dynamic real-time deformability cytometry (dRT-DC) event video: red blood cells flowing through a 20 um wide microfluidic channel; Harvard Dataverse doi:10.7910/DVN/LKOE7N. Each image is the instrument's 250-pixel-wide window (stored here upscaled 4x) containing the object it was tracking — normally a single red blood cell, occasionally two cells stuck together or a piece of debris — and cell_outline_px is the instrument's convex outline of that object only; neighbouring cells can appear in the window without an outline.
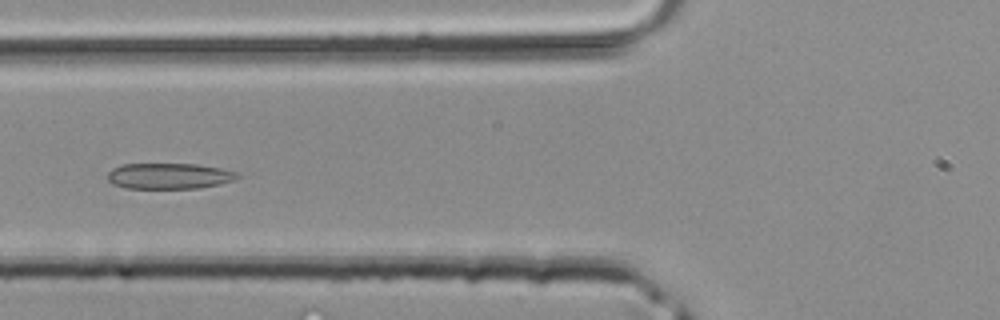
{"species": "common noctule bat (a hibernating species)", "species_latin": "Nyctalus noctula", "temperature_condition": "room temperature", "stored_images_in_passage": 38, "segment_of_instrument_passage": [2, 2], "camera_frame_rate_fps": 3000, "um_per_image_px": 0.085, "animal": {"sex": "male", "body_mass_g": 20.4}, "frame": {"image": 1, "passage_image": 13, "time_ms": 4.0, "image_size_px": [1000, 320], "cell_outline_px": [[240, 176], [232, 180], [220, 184], [196, 188], [128, 188], [112, 184], [108, 180], [108, 172], [112, 168], [120, 164], [196, 164], [220, 168], [236, 172]], "centroid_in_image_um": [14.33, 14.95], "position_along_channel_um": 111.5, "area_um2": 19.42}}
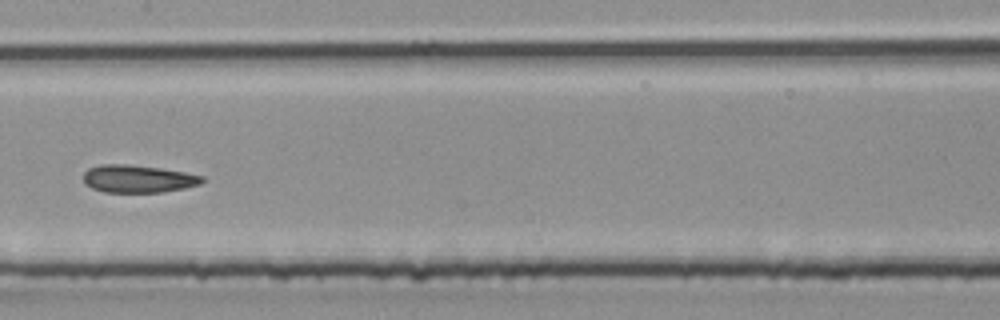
{"frame": {"image": 2, "passage_image": 18, "time_ms": 5.667, "image_size_px": [1000, 320], "cell_outline_px": [[208, 180], [200, 184], [184, 188], [160, 192], [104, 192], [92, 188], [84, 184], [84, 172], [88, 168], [100, 164], [124, 164], [160, 168], [184, 172], [204, 176]], "centroid_in_image_um": [11.74, 15.19], "position_along_channel_um": 195.7, "area_um2": 19.19}}
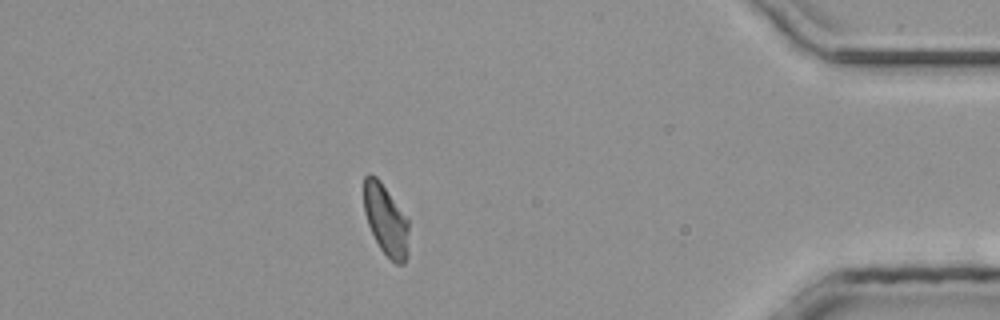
{"frame": {"image": 3, "passage_image": 33, "time_ms": 10.667, "image_size_px": [1000, 320], "cell_outline_px": [[408, 256], [404, 264], [396, 264], [380, 248], [368, 224], [364, 212], [364, 176], [368, 172], [376, 176], [380, 180], [408, 220]], "centroid_in_image_um": [32.79, 18.69], "position_along_channel_um": 402.4, "area_um2": 18.44}}